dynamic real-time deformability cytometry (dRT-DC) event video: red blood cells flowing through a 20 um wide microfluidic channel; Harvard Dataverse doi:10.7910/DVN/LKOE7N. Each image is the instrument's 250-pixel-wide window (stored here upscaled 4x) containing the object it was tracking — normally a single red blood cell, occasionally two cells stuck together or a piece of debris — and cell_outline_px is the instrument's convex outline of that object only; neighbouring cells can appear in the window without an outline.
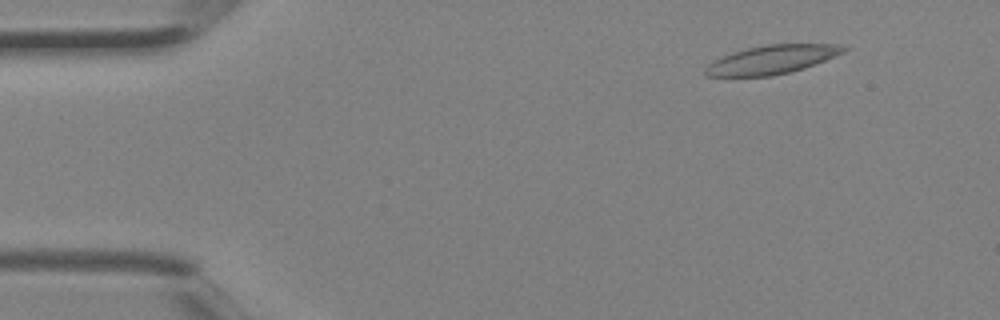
{"species": "Egyptian fruit bat (a non-hibernating species)", "species_latin": "Rousettus aegyptiacus", "temperature_condition": "room temperature", "stored_images_in_passage": 3, "camera_frame_rate_fps": 3000, "um_per_image_px": 0.085, "animal": {"sex": "female"}, "frame": {"image": 1, "passage_image": 3, "time_ms": 0.667, "image_size_px": [1000, 320], "cell_outline_px": [[848, 48], [844, 52], [804, 68], [772, 76], [704, 76], [704, 68], [708, 64], [732, 52], [748, 48], [768, 44], [836, 44]], "centroid_in_image_um": [65.58, 5.07], "position_along_channel_um": 19.4, "area_um2": 22.77}}